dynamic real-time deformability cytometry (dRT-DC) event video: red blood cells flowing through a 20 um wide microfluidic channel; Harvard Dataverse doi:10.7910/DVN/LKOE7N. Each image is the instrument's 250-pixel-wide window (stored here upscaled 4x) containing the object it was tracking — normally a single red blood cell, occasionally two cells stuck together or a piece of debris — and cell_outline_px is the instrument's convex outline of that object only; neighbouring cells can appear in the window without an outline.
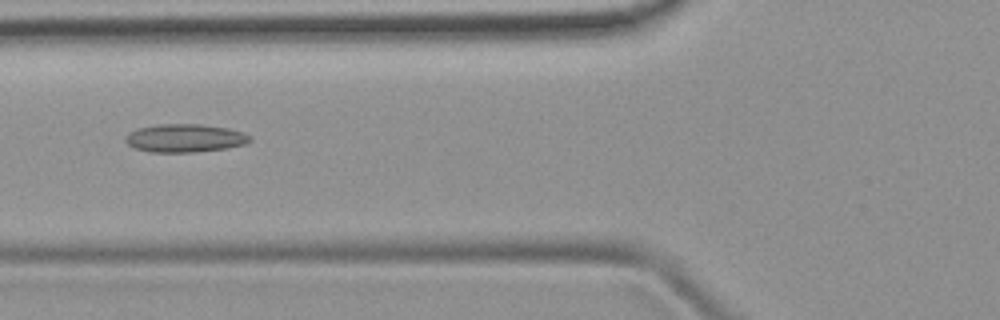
{"species": "common noctule bat (a hibernating species)", "species_latin": "Nyctalus noctula", "temperature_condition": "room temperature", "stored_images_in_passage": 6, "camera_frame_rate_fps": 3000, "um_per_image_px": 0.085, "animal": {"sex": "female", "body_mass_g": 19.9}, "frame": {"image": 1, "passage_image": 6, "time_ms": 5.667, "image_size_px": [1000, 320], "cell_outline_px": [[252, 140], [244, 144], [228, 148], [196, 152], [148, 152], [136, 148], [128, 144], [124, 140], [124, 136], [128, 132], [136, 128], [160, 124], [200, 124], [228, 128], [252, 136]], "centroid_in_image_um": [15.69, 11.74], "position_along_channel_um": 110.1, "area_um2": 20.58}}